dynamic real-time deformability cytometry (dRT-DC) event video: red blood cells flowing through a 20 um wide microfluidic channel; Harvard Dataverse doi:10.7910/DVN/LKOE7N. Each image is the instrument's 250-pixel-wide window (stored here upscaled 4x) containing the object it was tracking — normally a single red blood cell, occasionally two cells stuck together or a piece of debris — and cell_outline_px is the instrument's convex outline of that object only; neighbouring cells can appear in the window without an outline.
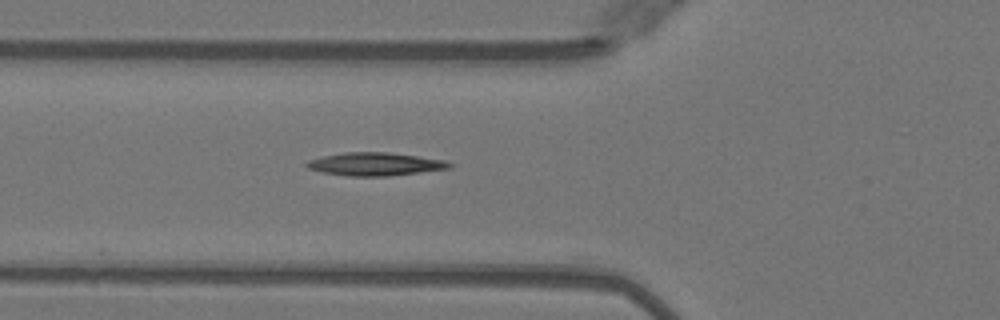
{"species": "Egyptian fruit bat (a non-hibernating species)", "species_latin": "Rousettus aegyptiacus", "temperature_condition": "warm", "stored_images_in_passage": 20, "camera_frame_rate_fps": 3000, "um_per_image_px": 0.085, "animal": {"sex": "female"}, "frame": {"image": 1, "passage_image": 7, "time_ms": 2.0, "image_size_px": [1000, 320], "cell_outline_px": [[452, 168], [388, 176], [348, 176], [324, 172], [308, 168], [304, 164], [308, 160], [320, 156], [344, 152], [388, 152], [444, 160], [452, 164]], "centroid_in_image_um": [31.85, 13.94], "position_along_channel_um": 93.9, "area_um2": 19.13}}
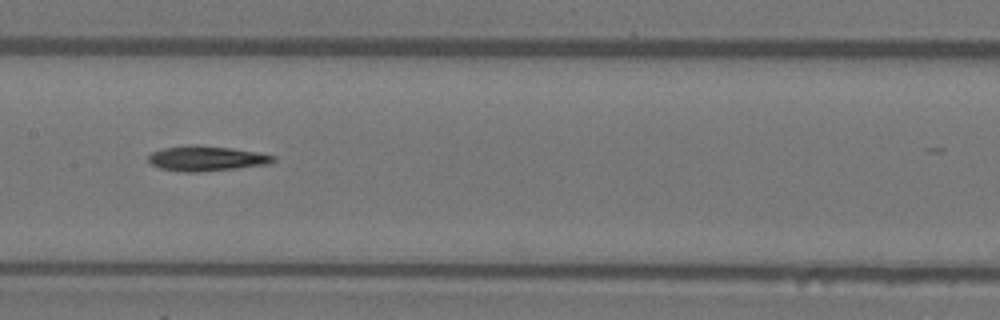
{"frame": {"image": 2, "passage_image": 14, "time_ms": 4.333, "image_size_px": [1000, 320], "cell_outline_px": [[276, 160], [268, 164], [236, 168], [200, 172], [184, 172], [160, 168], [152, 164], [148, 160], [148, 156], [152, 152], [164, 148], [232, 148], [256, 152], [276, 156]], "centroid_in_image_um": [17.59, 13.52], "position_along_channel_um": 189.8, "area_um2": 17.17}}
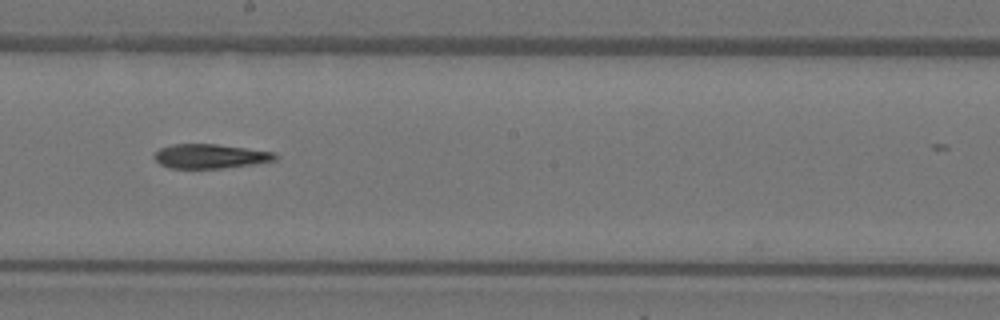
{"frame": {"image": 3, "passage_image": 17, "time_ms": 5.333, "image_size_px": [1000, 320], "cell_outline_px": [[280, 156], [276, 160], [252, 164], [224, 168], [168, 168], [160, 164], [152, 156], [160, 148], [172, 144], [216, 144], [276, 152]], "centroid_in_image_um": [17.89, 13.28], "position_along_channel_um": 230.3, "area_um2": 17.22}}